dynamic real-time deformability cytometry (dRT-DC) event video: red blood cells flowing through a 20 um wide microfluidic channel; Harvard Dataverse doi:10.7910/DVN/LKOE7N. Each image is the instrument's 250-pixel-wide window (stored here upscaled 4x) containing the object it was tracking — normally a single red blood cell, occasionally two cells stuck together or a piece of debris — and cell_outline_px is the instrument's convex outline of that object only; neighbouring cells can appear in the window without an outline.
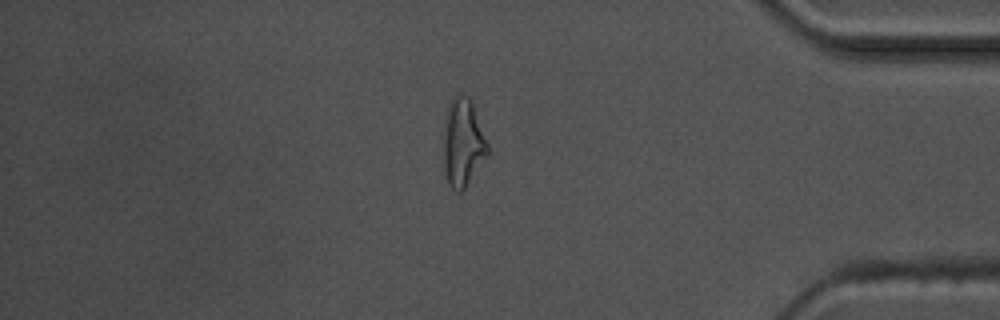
{"species": "common noctule bat (a hibernating species)", "species_latin": "Nyctalus noctula", "temperature_condition": "warm", "stored_images_in_passage": 57, "camera_frame_rate_fps": 3000, "um_per_image_px": 0.085, "animal": {"sex": "male", "body_mass_g": 17.5, "forearm_length_mm": 52.3}, "frame": {"image": 1, "passage_image": 49, "time_ms": 16.0, "image_size_px": [1000, 320], "cell_outline_px": [[488, 152], [464, 188], [460, 192], [456, 192], [448, 184], [444, 168], [444, 140], [448, 108], [452, 96], [468, 96], [472, 100], [488, 144]], "centroid_in_image_um": [39.35, 12.12], "position_along_channel_um": 395.9, "area_um2": 21.91}, "authors_computed_cell_mechanics": {"area_um2": 18.9006, "velocity_mm_per_s": 3.6294, "shape_relaxation_time_tau1_ms": 5.9057, "shape_relaxation_time_tau2_ms": 2.3085, "deformation_change_tau1": 0.239, "deformation_change_tau2": 0.1306}}